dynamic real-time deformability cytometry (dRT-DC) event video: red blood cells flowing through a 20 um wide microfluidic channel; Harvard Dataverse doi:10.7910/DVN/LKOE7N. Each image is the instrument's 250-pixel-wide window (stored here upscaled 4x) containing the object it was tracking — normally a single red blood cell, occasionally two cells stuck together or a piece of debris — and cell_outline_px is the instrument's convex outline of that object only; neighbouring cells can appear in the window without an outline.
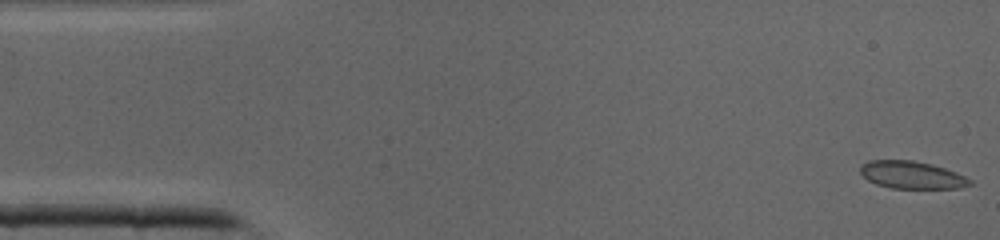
{"species": "common noctule bat (a hibernating species)", "species_latin": "Nyctalus noctula", "temperature_condition": "cold", "stored_images_in_passage": 6, "camera_frame_rate_fps": 3000, "um_per_image_px": 0.085, "animal": {"sex": "male", "body_mass_g": 19.0, "forearm_length_mm": 50.8}, "frame": {"image": 1, "passage_image": 1, "time_ms": 0.0, "image_size_px": [1000, 240], "cell_outline_px": [[972, 184], [960, 188], [892, 188], [876, 184], [868, 180], [860, 172], [860, 168], [868, 160], [912, 160], [932, 164], [956, 172], [972, 180]], "centroid_in_image_um": [77.51, 14.87], "position_along_channel_um": 7.5, "area_um2": 17.46}}